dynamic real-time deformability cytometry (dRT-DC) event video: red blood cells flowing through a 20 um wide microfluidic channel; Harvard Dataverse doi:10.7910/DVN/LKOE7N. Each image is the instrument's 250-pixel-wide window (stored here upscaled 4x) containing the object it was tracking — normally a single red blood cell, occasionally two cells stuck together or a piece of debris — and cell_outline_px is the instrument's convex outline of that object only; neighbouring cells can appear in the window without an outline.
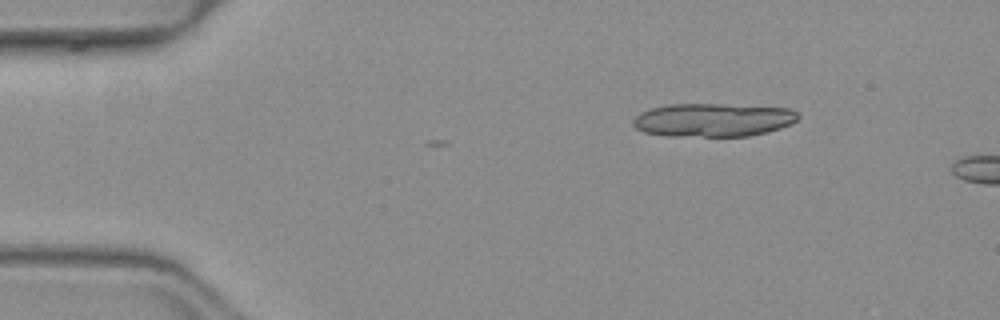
{"species": "common noctule bat (a hibernating species)", "species_latin": "Nyctalus noctula", "temperature_condition": "warm", "stored_images_in_passage": 3, "camera_frame_rate_fps": 3000, "um_per_image_px": 0.085, "animal": {"sex": "female", "body_mass_g": 19.3, "forearm_length_mm": 54.1}, "frame": {"image": 1, "passage_image": 1, "time_ms": 0.0, "image_size_px": [1000, 320], "cell_outline_px": [[800, 116], [796, 120], [780, 128], [768, 132], [748, 136], [668, 136], [644, 132], [636, 128], [632, 124], [632, 120], [640, 112], [652, 108], [668, 104], [724, 104], [792, 108]], "centroid_in_image_um": [60.6, 10.19], "position_along_channel_um": 24.4, "area_um2": 32.25}}